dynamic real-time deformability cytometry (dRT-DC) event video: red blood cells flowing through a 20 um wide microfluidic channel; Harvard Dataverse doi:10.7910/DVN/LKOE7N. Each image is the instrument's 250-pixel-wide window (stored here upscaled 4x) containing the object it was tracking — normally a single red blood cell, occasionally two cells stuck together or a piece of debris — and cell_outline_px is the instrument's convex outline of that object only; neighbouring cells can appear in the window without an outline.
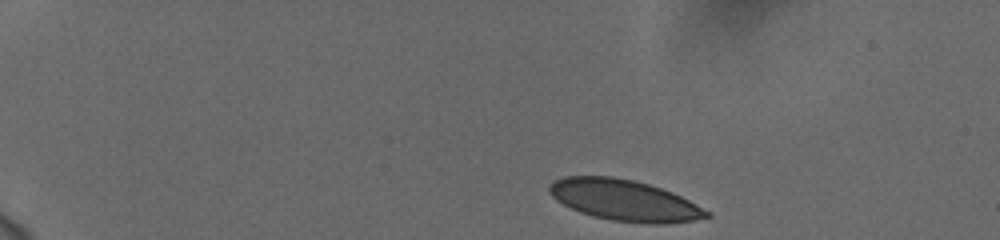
{"species": "human", "species_latin": "Homo sapiens", "temperature_condition": "cold", "stored_images_in_passage": 47, "camera_frame_rate_fps": 3000, "um_per_image_px": 0.085, "donor": {"sex": "female"}, "frame": {"image": 1, "passage_image": 1, "time_ms": 0.0, "image_size_px": [1000, 240], "cell_outline_px": [[712, 216], [692, 220], [668, 224], [652, 224], [612, 220], [592, 216], [580, 212], [556, 200], [548, 192], [548, 184], [552, 180], [564, 176], [612, 176], [632, 180], [648, 184], [672, 192], [712, 212]], "centroid_in_image_um": [53.05, 17.02], "position_along_channel_um": 31.9, "area_um2": 37.69}}
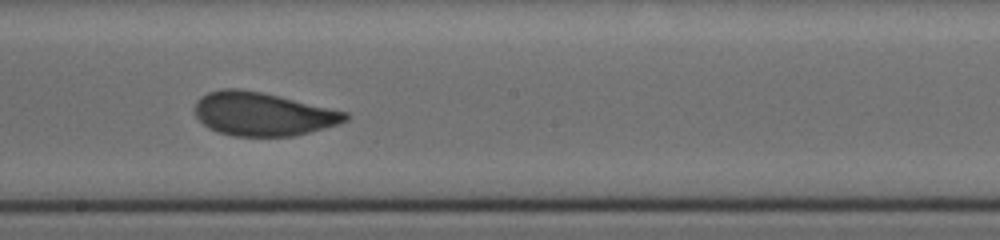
{"frame": {"image": 2, "passage_image": 25, "time_ms": 8.0, "image_size_px": [1000, 240], "cell_outline_px": [[348, 120], [340, 124], [292, 136], [232, 136], [216, 132], [208, 128], [196, 116], [196, 100], [200, 96], [208, 92], [224, 88], [236, 88], [260, 92], [348, 112]], "centroid_in_image_um": [22.31, 9.7], "position_along_channel_um": 225.9, "area_um2": 37.92}}
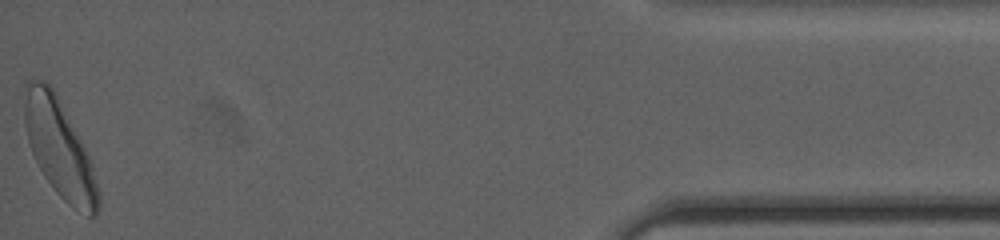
{"frame": {"image": 3, "passage_image": 47, "time_ms": 15.333, "image_size_px": [1000, 240], "cell_outline_px": [[100, 208], [96, 216], [88, 216], [72, 208], [56, 192], [44, 176], [32, 152], [28, 140], [24, 124], [24, 84], [28, 80], [48, 80], [80, 140], [88, 156], [100, 192]], "centroid_in_image_um": [5.03, 12.64], "position_along_channel_um": 430.2, "area_um2": 41.44}, "authors_computed_cell_mechanics": {"area_um2": 38.4948, "velocity_mm_per_s": 3.7265, "shape_relaxation_time_tau1_ms": 6.5038, "shape_relaxation_time_tau2_ms": 0.935, "deformation_change_tau1": 0.1686, "deformation_change_tau2": 0.0688}}